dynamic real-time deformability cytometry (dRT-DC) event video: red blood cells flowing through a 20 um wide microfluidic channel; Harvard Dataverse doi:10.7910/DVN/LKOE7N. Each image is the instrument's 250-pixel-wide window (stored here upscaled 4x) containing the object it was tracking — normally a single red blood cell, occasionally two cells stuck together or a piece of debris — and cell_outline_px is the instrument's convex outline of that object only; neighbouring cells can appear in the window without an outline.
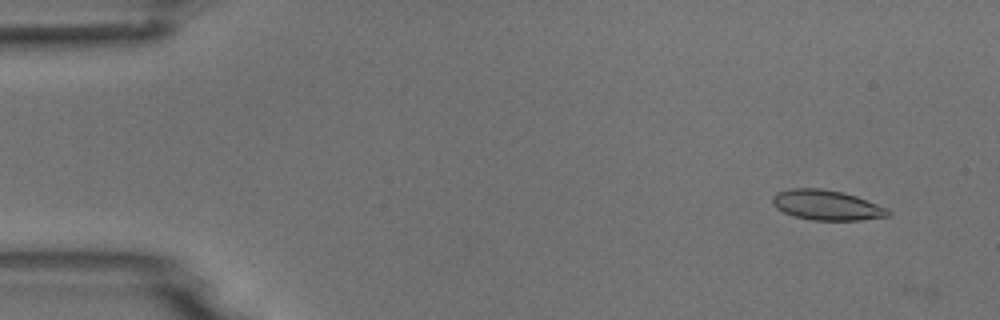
{"species": "common noctule bat (a hibernating species)", "species_latin": "Nyctalus noctula", "temperature_condition": "room temperature", "stored_images_in_passage": 3, "camera_frame_rate_fps": 3000, "um_per_image_px": 0.085, "animal": {"sex": "male", "body_mass_g": 18.8}, "frame": {"image": 1, "passage_image": 2, "time_ms": 1.0, "image_size_px": [1000, 320], "cell_outline_px": [[892, 216], [860, 220], [812, 220], [792, 216], [776, 208], [772, 204], [772, 196], [776, 192], [792, 188], [820, 188], [844, 192], [856, 196], [888, 208], [892, 212]], "centroid_in_image_um": [70.28, 17.43], "position_along_channel_um": 14.7, "area_um2": 20.52}}